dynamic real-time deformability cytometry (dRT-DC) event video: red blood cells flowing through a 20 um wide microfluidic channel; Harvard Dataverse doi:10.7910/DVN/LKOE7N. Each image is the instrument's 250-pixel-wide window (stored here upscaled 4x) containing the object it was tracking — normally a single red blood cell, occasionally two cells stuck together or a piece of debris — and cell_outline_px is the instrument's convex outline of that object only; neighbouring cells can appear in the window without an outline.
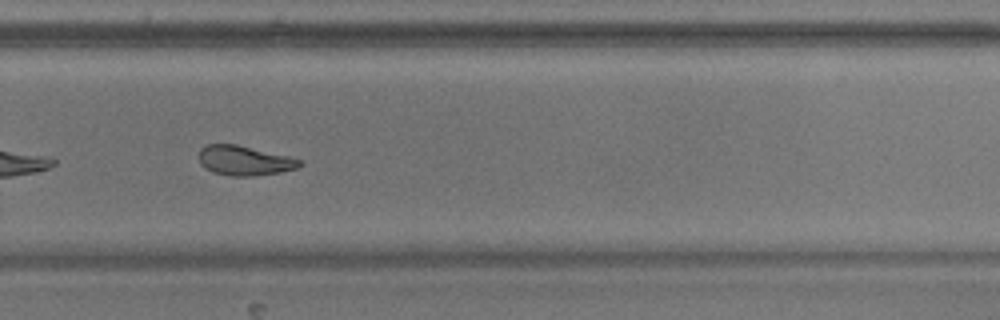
{"species": "common noctule bat (a hibernating species)", "species_latin": "Nyctalus noctula", "temperature_condition": "warm", "stored_images_in_passage": 43, "camera_frame_rate_fps": 3000, "um_per_image_px": 0.085, "animal": {"sex": "male", "body_mass_g": 17.9}, "frame": {"image": 1, "passage_image": 25, "time_ms": 8.0, "image_size_px": [1000, 320], "cell_outline_px": [[304, 164], [296, 168], [280, 172], [256, 176], [228, 176], [212, 172], [204, 168], [200, 164], [200, 148], [208, 144], [236, 144], [288, 156], [300, 160]], "centroid_in_image_um": [20.76, 13.66], "position_along_channel_um": 309.0, "area_um2": 17.46}, "authors_computed_cell_mechanics": {"area_um2": 18.207, "velocity_mm_per_s": 3.6241, "shape_relaxation_time_tau1_ms": 10.31, "shape_relaxation_time_tau2_ms": 3.831, "deformation_change_tau1": 0.2258, "deformation_change_tau2": 0.1068}}